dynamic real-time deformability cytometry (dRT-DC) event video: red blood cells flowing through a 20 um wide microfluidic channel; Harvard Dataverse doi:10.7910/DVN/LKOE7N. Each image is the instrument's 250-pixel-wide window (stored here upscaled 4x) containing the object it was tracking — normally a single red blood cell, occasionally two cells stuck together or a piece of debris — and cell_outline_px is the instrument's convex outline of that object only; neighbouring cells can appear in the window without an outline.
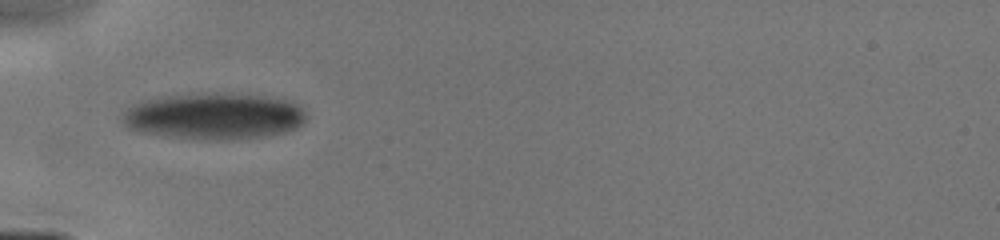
{"species": "human", "species_latin": "Homo sapiens", "temperature_condition": "cold", "stored_images_in_passage": 32, "camera_frame_rate_fps": 3000, "um_per_image_px": 0.085, "donor": {"sex": "male"}, "frame": {"image": 1, "passage_image": 1, "time_ms": 0.0, "image_size_px": [1000, 240], "cell_outline_px": [[304, 124], [296, 128], [284, 132], [260, 136], [228, 140], [220, 140], [168, 136], [140, 132], [128, 128], [120, 120], [124, 112], [128, 108], [144, 100], [160, 96], [216, 92], [232, 92], [264, 96], [288, 100], [300, 104], [304, 108]], "centroid_in_image_um": [18.21, 9.85], "position_along_channel_um": 66.8, "area_um2": 50.0}}
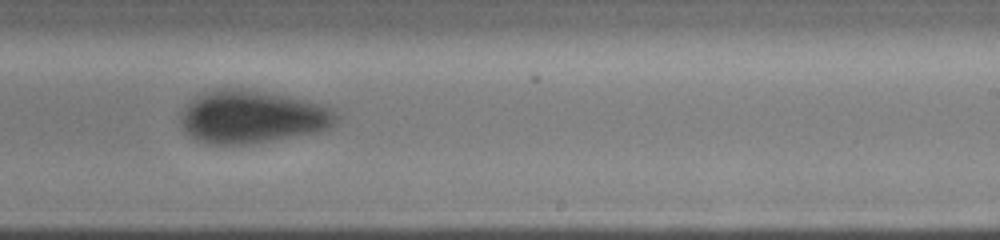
{"frame": {"image": 2, "passage_image": 16, "time_ms": 4.667, "image_size_px": [1000, 240], "cell_outline_px": [[340, 120], [328, 128], [320, 132], [252, 144], [208, 144], [196, 140], [184, 128], [180, 120], [180, 112], [196, 96], [216, 88], [236, 88], [288, 96], [328, 104], [336, 108], [340, 116]], "centroid_in_image_um": [21.53, 9.93], "position_along_channel_um": 267.5, "area_um2": 48.49}}
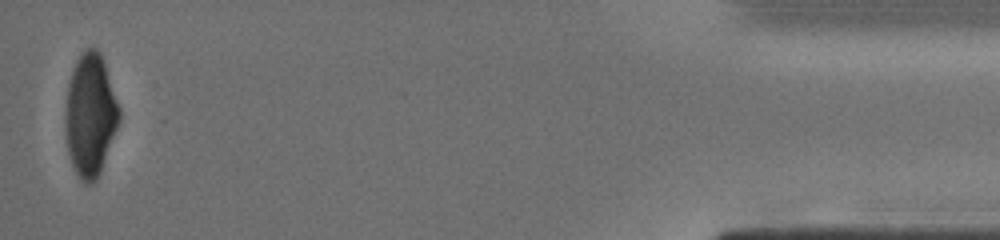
{"frame": {"image": 3, "passage_image": 32, "time_ms": 10.0, "image_size_px": [1000, 240], "cell_outline_px": [[120, 120], [100, 172], [96, 180], [92, 184], [84, 184], [80, 180], [72, 164], [68, 152], [64, 124], [64, 116], [68, 84], [76, 60], [80, 52], [88, 48], [96, 48], [100, 52], [104, 60], [120, 108]], "centroid_in_image_um": [7.67, 9.77], "position_along_channel_um": 427.5, "area_um2": 38.73}}